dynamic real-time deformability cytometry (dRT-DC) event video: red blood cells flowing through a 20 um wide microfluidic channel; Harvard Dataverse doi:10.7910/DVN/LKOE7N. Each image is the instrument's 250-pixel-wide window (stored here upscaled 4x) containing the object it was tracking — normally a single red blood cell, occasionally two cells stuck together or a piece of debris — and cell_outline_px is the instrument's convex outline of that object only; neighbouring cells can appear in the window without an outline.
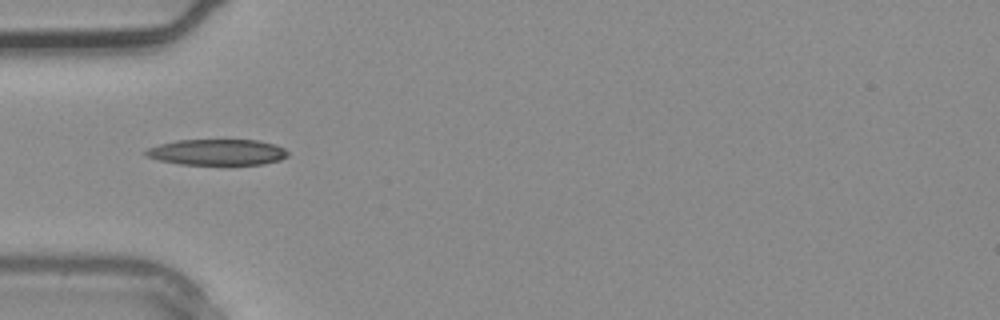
{"species": "common noctule bat (a hibernating species)", "species_latin": "Nyctalus noctula", "temperature_condition": "warm", "stored_images_in_passage": 2, "camera_frame_rate_fps": 3000, "um_per_image_px": 0.085, "animal": {"sex": "male", "body_mass_g": 20.4}, "frame": {"image": 1, "passage_image": 2, "time_ms": 0.333, "image_size_px": [1000, 320], "cell_outline_px": [[288, 156], [280, 160], [264, 164], [180, 164], [160, 160], [144, 156], [144, 152], [148, 148], [160, 144], [176, 140], [260, 140], [276, 144], [284, 148], [288, 152]], "centroid_in_image_um": [18.48, 12.93], "position_along_channel_um": 66.5, "area_um2": 21.5}}